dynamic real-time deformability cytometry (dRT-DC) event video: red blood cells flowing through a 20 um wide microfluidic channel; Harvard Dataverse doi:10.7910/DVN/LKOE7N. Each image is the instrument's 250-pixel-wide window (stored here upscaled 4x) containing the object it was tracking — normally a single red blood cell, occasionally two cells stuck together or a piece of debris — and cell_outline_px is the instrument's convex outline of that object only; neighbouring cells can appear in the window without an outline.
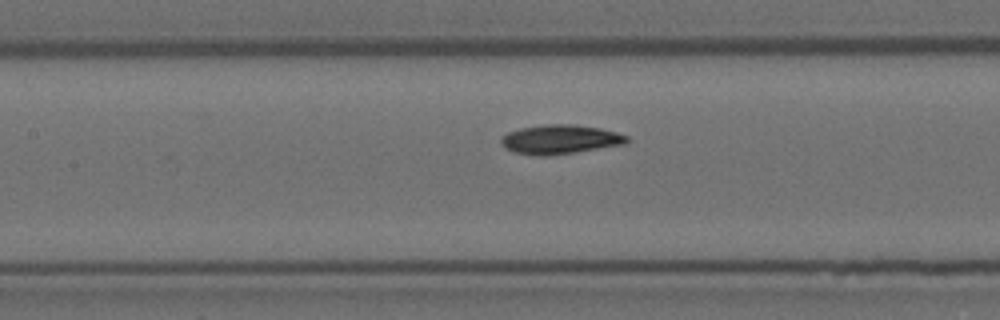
{"species": "Egyptian fruit bat (a non-hibernating species)", "species_latin": "Rousettus aegyptiacus", "temperature_condition": "room temperature", "stored_images_in_passage": 8, "segment_of_instrument_passage": [2, 2], "camera_frame_rate_fps": 3000, "um_per_image_px": 0.085, "animal": {"sex": "female"}, "frame": {"image": 1, "passage_image": 8, "time_ms": 2.333, "image_size_px": [1000, 320], "cell_outline_px": [[628, 144], [548, 156], [536, 156], [516, 152], [504, 148], [500, 144], [500, 140], [508, 132], [520, 128], [544, 124], [572, 124], [600, 128], [616, 132], [628, 136]], "centroid_in_image_um": [47.61, 11.85], "position_along_channel_um": 159.8, "area_um2": 21.5}}